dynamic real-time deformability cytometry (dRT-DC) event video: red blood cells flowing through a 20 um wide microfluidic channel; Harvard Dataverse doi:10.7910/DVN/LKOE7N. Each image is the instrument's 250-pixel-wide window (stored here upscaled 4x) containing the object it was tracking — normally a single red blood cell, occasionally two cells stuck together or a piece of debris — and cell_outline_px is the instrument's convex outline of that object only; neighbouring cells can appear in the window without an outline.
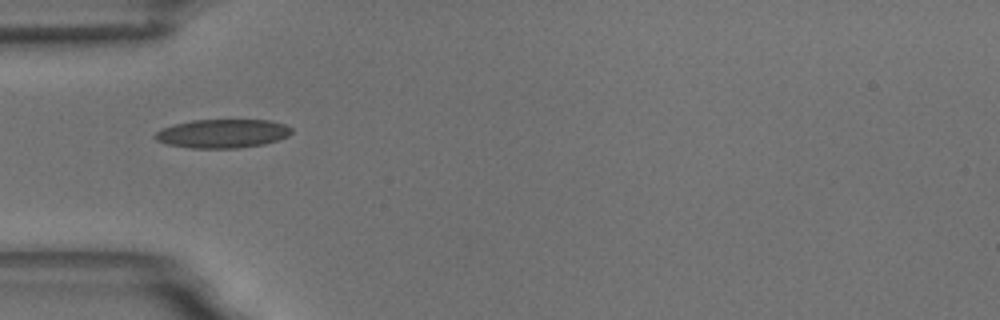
{"species": "common noctule bat (a hibernating species)", "species_latin": "Nyctalus noctula", "temperature_condition": "room temperature", "stored_images_in_passage": 2, "camera_frame_rate_fps": 3000, "um_per_image_px": 0.085, "animal": {"sex": "male", "body_mass_g": 18.8}, "frame": {"image": 1, "passage_image": 1, "time_ms": 0.0, "image_size_px": [1000, 320], "cell_outline_px": [[292, 132], [288, 136], [264, 144], [236, 148], [192, 148], [168, 144], [156, 140], [152, 136], [160, 128], [192, 120], [268, 120], [284, 124], [292, 128]], "centroid_in_image_um": [18.89, 11.35], "position_along_channel_um": 66.1, "area_um2": 22.77}}
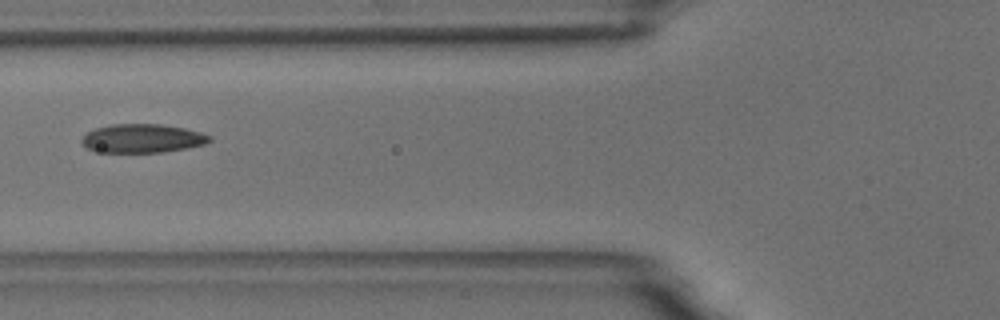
{"frame": {"image": 2, "passage_image": 2, "time_ms": 1.333, "image_size_px": [1000, 320], "cell_outline_px": [[212, 140], [204, 144], [188, 148], [164, 152], [96, 152], [80, 144], [80, 140], [88, 132], [96, 128], [112, 124], [160, 124], [184, 128], [200, 132], [212, 136]], "centroid_in_image_um": [12.1, 11.77], "position_along_channel_um": 113.7, "area_um2": 21.44}}